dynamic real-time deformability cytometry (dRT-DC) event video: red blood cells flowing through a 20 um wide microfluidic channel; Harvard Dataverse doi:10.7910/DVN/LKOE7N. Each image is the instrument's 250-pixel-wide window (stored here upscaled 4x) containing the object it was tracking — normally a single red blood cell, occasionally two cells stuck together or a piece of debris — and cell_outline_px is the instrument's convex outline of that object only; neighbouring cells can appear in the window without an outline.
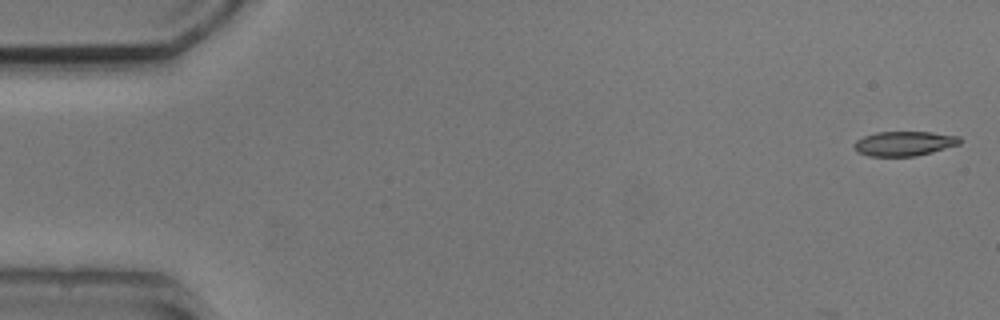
{"species": "common noctule bat (a hibernating species)", "species_latin": "Nyctalus noctula", "temperature_condition": "cold", "stored_images_in_passage": 6, "camera_frame_rate_fps": 3000, "um_per_image_px": 0.085, "animal": {"sex": "male", "body_mass_g": 20.5, "forearm_length_mm": 52.5}, "frame": {"image": 1, "passage_image": 1, "time_ms": 0.0, "image_size_px": [1000, 320], "cell_outline_px": [[964, 140], [960, 144], [932, 152], [916, 156], [868, 156], [856, 152], [852, 144], [856, 140], [864, 136], [876, 132], [932, 132], [960, 136]], "centroid_in_image_um": [76.86, 12.2], "position_along_channel_um": 8.1, "area_um2": 15.37}}